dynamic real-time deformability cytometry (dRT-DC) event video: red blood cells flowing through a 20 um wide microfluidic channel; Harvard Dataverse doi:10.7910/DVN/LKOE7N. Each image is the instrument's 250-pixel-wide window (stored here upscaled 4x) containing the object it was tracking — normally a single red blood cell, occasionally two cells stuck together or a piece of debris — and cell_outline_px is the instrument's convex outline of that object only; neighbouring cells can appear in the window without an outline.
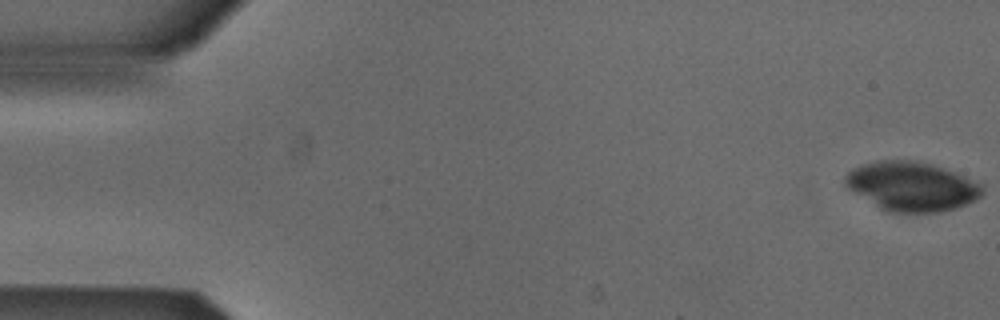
{"species": "Egyptian fruit bat (a non-hibernating species)", "species_latin": "Rousettus aegyptiacus", "temperature_condition": "cold", "stored_images_in_passage": 10, "camera_frame_rate_fps": 3000, "um_per_image_px": 0.085, "animal": {"sex": "male"}, "frame": {"image": 1, "passage_image": 1, "time_ms": 0.0, "image_size_px": [1000, 320], "cell_outline_px": [[984, 192], [976, 200], [956, 208], [940, 212], [892, 212], [880, 208], [848, 188], [844, 184], [844, 176], [852, 168], [860, 164], [876, 160], [916, 160], [932, 164], [944, 168], [984, 184]], "centroid_in_image_um": [77.5, 15.82], "position_along_channel_um": 7.5, "area_um2": 39.48}}